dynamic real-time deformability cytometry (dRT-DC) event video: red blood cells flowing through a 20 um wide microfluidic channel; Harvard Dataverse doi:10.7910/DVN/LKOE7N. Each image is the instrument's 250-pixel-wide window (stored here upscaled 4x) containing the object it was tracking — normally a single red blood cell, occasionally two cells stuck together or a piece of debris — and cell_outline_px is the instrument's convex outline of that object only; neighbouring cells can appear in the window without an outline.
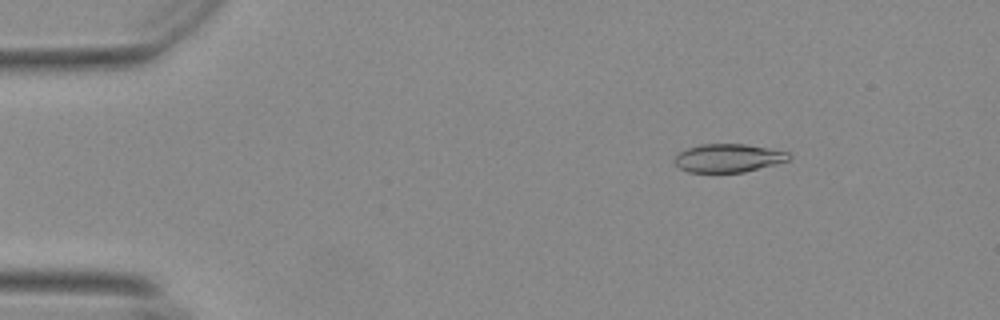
{"species": "Egyptian fruit bat (a non-hibernating species)", "species_latin": "Rousettus aegyptiacus", "temperature_condition": "warm", "stored_images_in_passage": 56, "camera_frame_rate_fps": 3000, "um_per_image_px": 0.085, "animal": {"sex": "female"}, "frame": {"image": 1, "passage_image": 8, "time_ms": 2.333, "image_size_px": [1000, 320], "cell_outline_px": [[792, 156], [788, 160], [776, 164], [744, 172], [688, 172], [680, 168], [672, 160], [680, 152], [688, 148], [700, 144], [744, 144], [788, 152]], "centroid_in_image_um": [61.89, 13.44], "position_along_channel_um": 23.1, "area_um2": 18.73}}
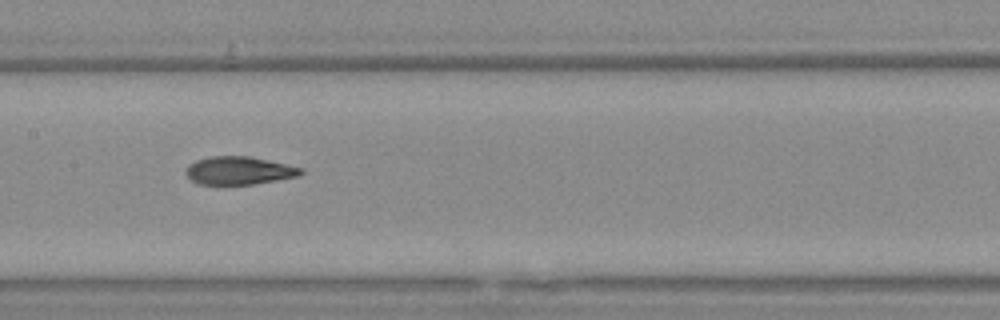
{"frame": {"image": 2, "passage_image": 28, "time_ms": 9.0, "image_size_px": [1000, 320], "cell_outline_px": [[304, 172], [296, 176], [276, 180], [252, 184], [200, 184], [192, 180], [184, 172], [188, 164], [196, 160], [212, 156], [248, 156], [268, 160], [304, 168]], "centroid_in_image_um": [20.3, 14.49], "position_along_channel_um": 187.1, "area_um2": 18.61}}
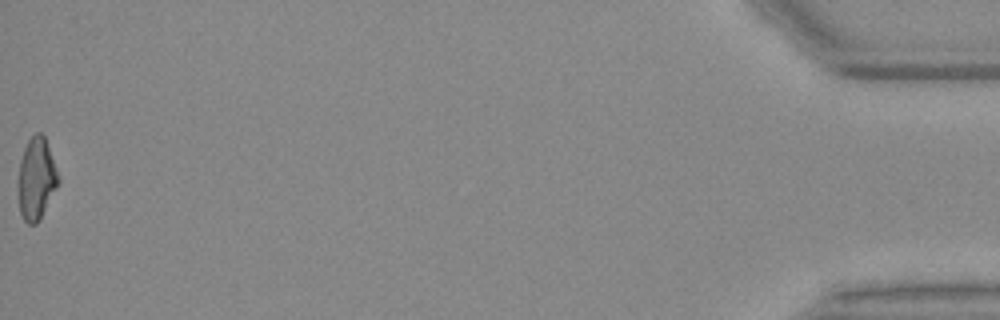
{"frame": {"image": 3, "passage_image": 56, "time_ms": 18.333, "image_size_px": [1000, 320], "cell_outline_px": [[60, 180], [40, 220], [36, 224], [28, 224], [24, 220], [20, 212], [20, 160], [24, 148], [28, 140], [36, 132], [40, 132], [44, 136], [60, 176]], "centroid_in_image_um": [3.13, 15.18], "position_along_channel_um": 432.1, "area_um2": 18.73}, "authors_computed_cell_mechanics": {"area_um2": 19.4497, "velocity_mm_per_s": 3.6964, "shape_relaxation_time_tau1_ms": 5.1142, "shape_relaxation_time_tau2_ms": 2.1667, "deformation_change_tau1": 0.198, "deformation_change_tau2": 0.1007}}